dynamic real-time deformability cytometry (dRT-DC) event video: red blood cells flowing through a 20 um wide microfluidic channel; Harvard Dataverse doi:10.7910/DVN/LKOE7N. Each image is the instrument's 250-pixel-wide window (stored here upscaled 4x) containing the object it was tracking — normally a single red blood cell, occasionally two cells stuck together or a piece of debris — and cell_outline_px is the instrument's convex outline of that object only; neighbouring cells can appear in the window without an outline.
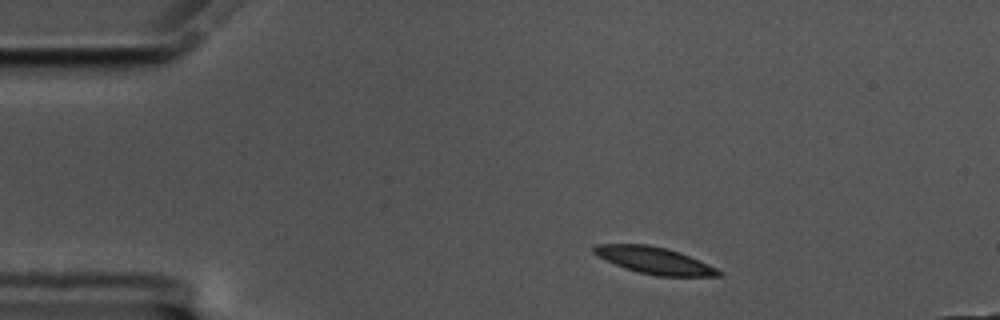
{"species": "common noctule bat (a hibernating species)", "species_latin": "Nyctalus noctula", "temperature_condition": "cold", "stored_images_in_passage": 50, "camera_frame_rate_fps": 3000, "um_per_image_px": 0.085, "animal": {"sex": "male", "body_mass_g": 17.5, "forearm_length_mm": 52.3}, "frame": {"image": 1, "passage_image": 1, "time_ms": 0.0, "image_size_px": [1000, 320], "cell_outline_px": [[724, 272], [720, 276], [656, 276], [624, 268], [592, 252], [592, 248], [596, 244], [648, 244], [664, 248], [688, 256], [708, 264]], "centroid_in_image_um": [55.63, 22.14], "position_along_channel_um": 29.4, "area_um2": 19.07}}
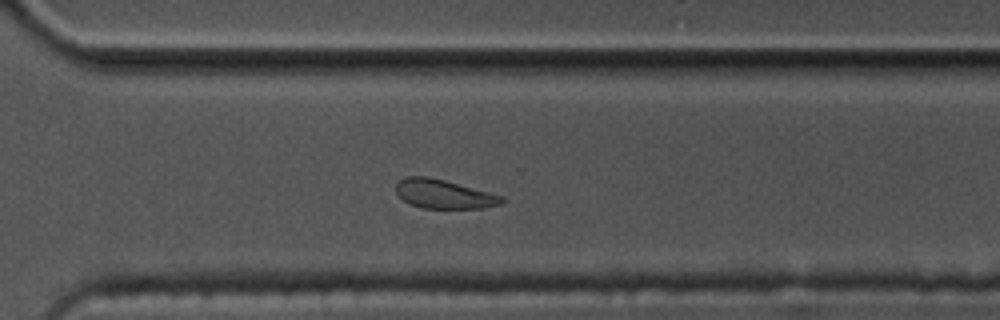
{"frame": {"image": 2, "passage_image": 32, "time_ms": 10.333, "image_size_px": [1000, 320], "cell_outline_px": [[504, 200], [500, 204], [484, 208], [420, 208], [408, 204], [396, 192], [396, 180], [404, 176], [428, 176], [444, 180], [504, 196]], "centroid_in_image_um": [37.68, 16.49], "position_along_channel_um": 332.9, "area_um2": 17.98}}
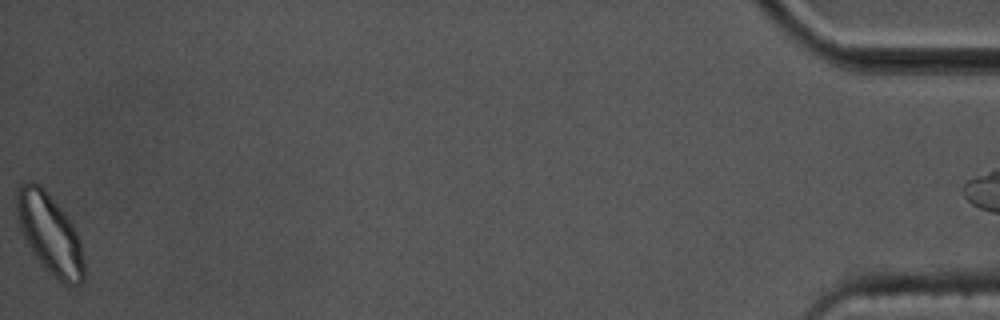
{"frame": {"image": 3, "passage_image": 49, "time_ms": 16.0, "image_size_px": [1000, 320], "cell_outline_px": [[84, 280], [80, 284], [64, 284], [36, 256], [28, 244], [20, 228], [16, 212], [16, 192], [20, 184], [28, 180], [32, 180], [40, 184], [48, 192], [68, 216], [80, 240], [84, 264]], "centroid_in_image_um": [4.23, 19.78], "position_along_channel_um": 431.0, "area_um2": 30.98}}